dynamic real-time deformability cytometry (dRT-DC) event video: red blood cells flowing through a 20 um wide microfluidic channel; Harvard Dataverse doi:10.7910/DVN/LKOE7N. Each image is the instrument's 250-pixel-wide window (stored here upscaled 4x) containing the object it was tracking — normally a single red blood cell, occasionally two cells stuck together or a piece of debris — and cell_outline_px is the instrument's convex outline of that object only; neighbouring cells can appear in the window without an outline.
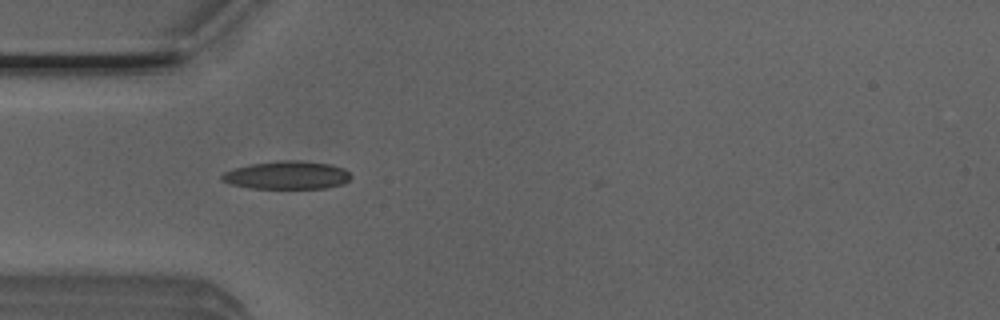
{"species": "Egyptian fruit bat (a non-hibernating species)", "species_latin": "Rousettus aegyptiacus", "temperature_condition": "room temperature", "stored_images_in_passage": 6, "camera_frame_rate_fps": 3000, "um_per_image_px": 0.085, "animal": {"sex": "male"}, "frame": {"image": 1, "passage_image": 4, "time_ms": 1.0, "image_size_px": [1000, 320], "cell_outline_px": [[352, 176], [344, 184], [328, 188], [252, 188], [232, 184], [220, 180], [220, 176], [224, 172], [248, 164], [284, 160], [300, 160], [332, 164], [344, 168]], "centroid_in_image_um": [24.42, 14.88], "position_along_channel_um": 60.6, "area_um2": 21.21}}